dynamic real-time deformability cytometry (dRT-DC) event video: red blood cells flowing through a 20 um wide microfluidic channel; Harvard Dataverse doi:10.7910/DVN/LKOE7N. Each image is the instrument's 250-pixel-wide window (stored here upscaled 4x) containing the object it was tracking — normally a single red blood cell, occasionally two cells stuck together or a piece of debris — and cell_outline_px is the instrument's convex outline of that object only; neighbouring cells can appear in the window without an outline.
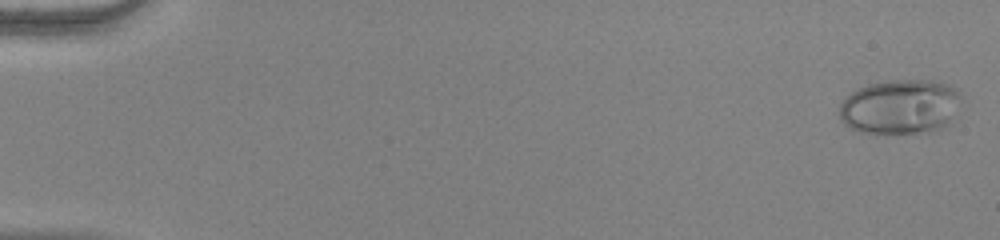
{"species": "human", "species_latin": "Homo sapiens", "temperature_condition": "warm", "stored_images_in_passage": 54, "camera_frame_rate_fps": 3000, "um_per_image_px": 0.085, "donor": {"sex": "female"}, "frame": {"image": 1, "passage_image": 1, "time_ms": 0.0, "image_size_px": [1000, 240], "cell_outline_px": [[960, 96], [952, 124], [948, 128], [932, 132], [860, 132], [844, 124], [840, 116], [840, 104], [844, 96], [868, 84], [888, 80], [940, 80], [960, 88]], "centroid_in_image_um": [76.59, 9.05], "position_along_channel_um": 8.4, "area_um2": 39.42}}
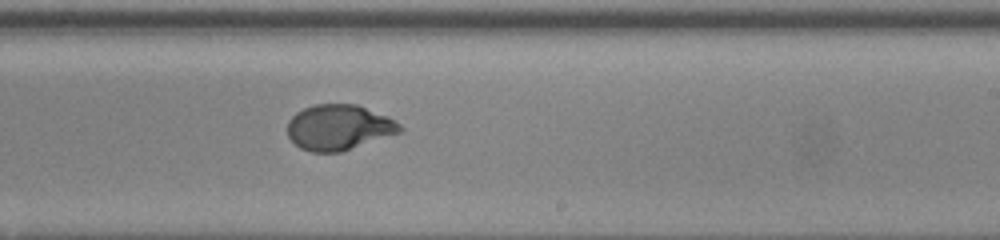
{"frame": {"image": 2, "passage_image": 34, "time_ms": 11.0, "image_size_px": [1000, 240], "cell_outline_px": [[404, 132], [340, 152], [312, 152], [300, 148], [288, 136], [288, 120], [296, 112], [304, 108], [316, 104], [356, 104], [388, 116], [396, 120], [404, 128]], "centroid_in_image_um": [28.85, 10.83], "position_along_channel_um": 260.2, "area_um2": 30.0}}
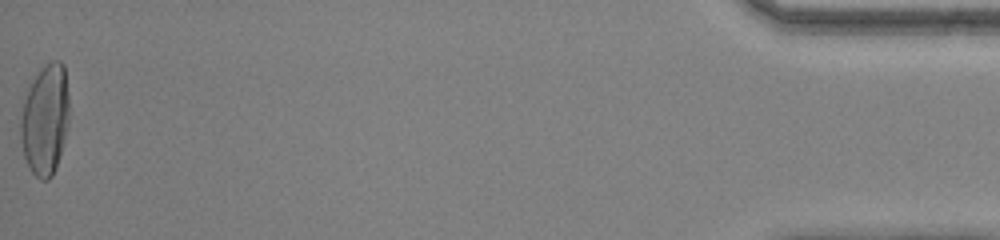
{"frame": {"image": 3, "passage_image": 54, "time_ms": 17.667, "image_size_px": [1000, 240], "cell_outline_px": [[68, 124], [60, 156], [56, 168], [52, 176], [48, 180], [40, 180], [28, 168], [24, 156], [20, 140], [20, 116], [24, 88], [40, 68], [52, 60], [60, 60], [64, 64], [68, 96]], "centroid_in_image_um": [3.79, 10.13], "position_along_channel_um": 431.4, "area_um2": 32.25}, "authors_computed_cell_mechanics": {"area_um2": 30.3739, "velocity_mm_per_s": 3.9047, "shape_relaxation_time_tau1_ms": 7.3554, "shape_relaxation_time_tau2_ms": null, "deformation_change_tau1": 0.3015, "deformation_change_tau2": null}}